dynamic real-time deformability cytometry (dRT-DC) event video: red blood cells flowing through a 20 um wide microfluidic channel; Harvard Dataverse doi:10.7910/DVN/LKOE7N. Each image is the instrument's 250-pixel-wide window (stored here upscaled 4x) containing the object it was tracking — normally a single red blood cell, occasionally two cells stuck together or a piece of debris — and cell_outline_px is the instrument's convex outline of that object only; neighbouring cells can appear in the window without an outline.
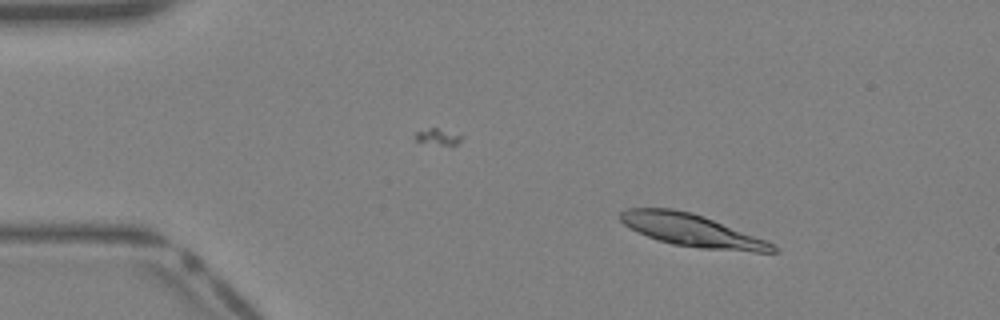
{"species": "Egyptian fruit bat (a non-hibernating species)", "species_latin": "Rousettus aegyptiacus", "temperature_condition": "warm", "stored_images_in_passage": 31, "camera_frame_rate_fps": 3000, "um_per_image_px": 0.085, "animal": {"sex": "female"}, "frame": {"image": 1, "passage_image": 5, "time_ms": 1.333, "image_size_px": [1000, 320], "cell_outline_px": [[780, 252], [756, 252], [700, 248], [672, 244], [648, 236], [624, 224], [620, 220], [620, 212], [628, 208], [672, 208], [692, 212], [704, 216], [764, 240], [772, 244]], "centroid_in_image_um": [58.79, 19.57], "position_along_channel_um": 26.2, "area_um2": 28.21}}
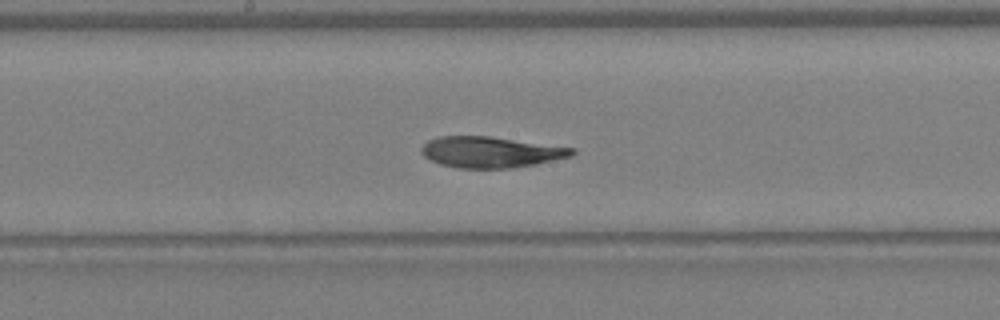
{"frame": {"image": 2, "passage_image": 20, "time_ms": 6.333, "image_size_px": [1000, 320], "cell_outline_px": [[576, 152], [572, 156], [536, 164], [512, 168], [460, 168], [440, 164], [424, 156], [420, 152], [420, 148], [428, 140], [436, 136], [488, 136], [576, 148]], "centroid_in_image_um": [41.71, 12.92], "position_along_channel_um": 206.5, "area_um2": 27.22}}
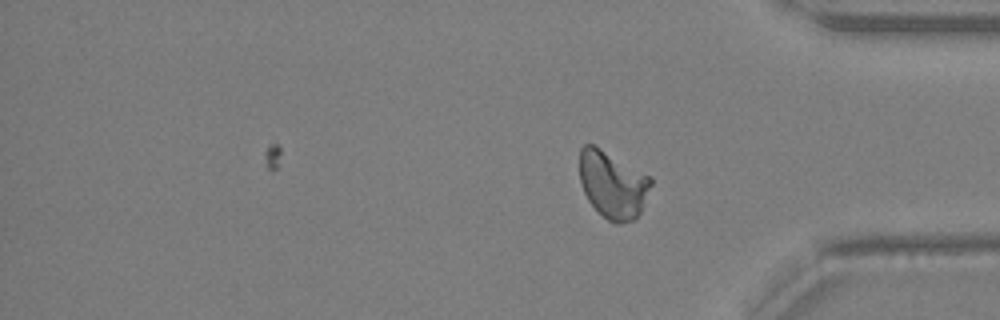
{"frame": {"image": 3, "passage_image": 31, "time_ms": 10.0, "image_size_px": [1000, 320], "cell_outline_px": [[652, 184], [640, 212], [632, 220], [620, 224], [616, 224], [608, 220], [588, 200], [584, 192], [580, 180], [580, 148], [584, 144], [592, 144], [600, 148], [652, 176]], "centroid_in_image_um": [52.09, 15.67], "position_along_channel_um": 383.1, "area_um2": 27.74}}